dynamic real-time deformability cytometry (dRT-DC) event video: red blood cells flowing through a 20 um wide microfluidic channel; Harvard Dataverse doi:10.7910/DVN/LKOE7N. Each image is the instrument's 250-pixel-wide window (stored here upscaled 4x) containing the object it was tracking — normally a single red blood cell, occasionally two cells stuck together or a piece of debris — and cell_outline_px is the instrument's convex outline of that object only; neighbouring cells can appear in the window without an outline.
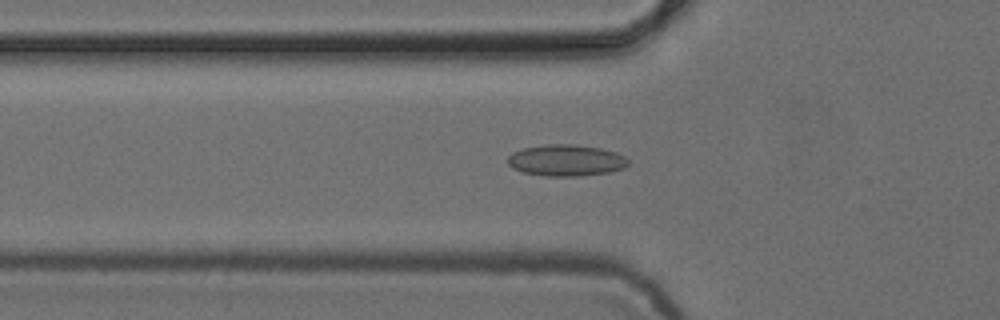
{"species": "common noctule bat (a hibernating species)", "species_latin": "Nyctalus noctula", "temperature_condition": "cold", "stored_images_in_passage": 41, "camera_frame_rate_fps": 3000, "um_per_image_px": 0.085, "animal": {"sex": "female", "body_mass_g": 24.6, "forearm_length_mm": 56.2}, "frame": {"image": 1, "passage_image": 6, "time_ms": 1.667, "image_size_px": [1000, 320], "cell_outline_px": [[628, 164], [624, 168], [612, 172], [580, 176], [544, 176], [524, 172], [512, 168], [508, 164], [508, 156], [512, 152], [524, 148], [544, 144], [572, 144], [600, 148], [616, 152], [624, 156], [628, 160]], "centroid_in_image_um": [48.12, 13.63], "position_along_channel_um": 77.7, "area_um2": 22.2}}
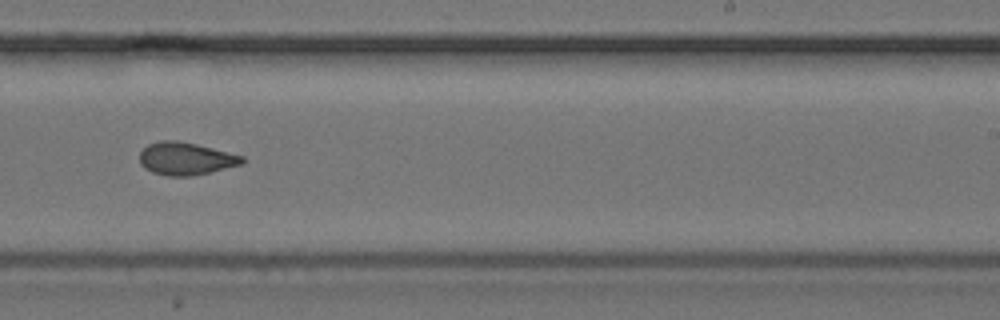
{"frame": {"image": 2, "passage_image": 21, "time_ms": 6.667, "image_size_px": [1000, 320], "cell_outline_px": [[244, 164], [192, 176], [168, 176], [152, 172], [144, 168], [140, 164], [140, 152], [148, 144], [160, 140], [176, 140], [196, 144], [244, 156]], "centroid_in_image_um": [15.78, 13.49], "position_along_channel_um": 273.2, "area_um2": 19.54}}
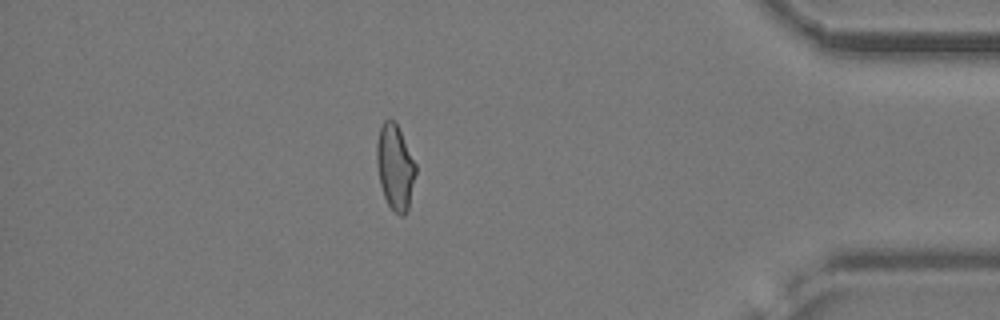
{"frame": {"image": 3, "passage_image": 34, "time_ms": 11.0, "image_size_px": [1000, 320], "cell_outline_px": [[416, 172], [408, 208], [404, 216], [400, 216], [388, 204], [384, 196], [380, 184], [376, 164], [376, 144], [380, 128], [384, 120], [392, 120], [396, 124], [416, 164]], "centroid_in_image_um": [33.57, 14.22], "position_along_channel_um": 401.6, "area_um2": 19.07}, "authors_computed_cell_mechanics": {"area_um2": 19.7098, "velocity_mm_per_s": 3.893, "shape_relaxation_time_tau1_ms": null, "shape_relaxation_time_tau2_ms": 1.8005, "deformation_change_tau1": null, "deformation_change_tau2": 0.0805}}